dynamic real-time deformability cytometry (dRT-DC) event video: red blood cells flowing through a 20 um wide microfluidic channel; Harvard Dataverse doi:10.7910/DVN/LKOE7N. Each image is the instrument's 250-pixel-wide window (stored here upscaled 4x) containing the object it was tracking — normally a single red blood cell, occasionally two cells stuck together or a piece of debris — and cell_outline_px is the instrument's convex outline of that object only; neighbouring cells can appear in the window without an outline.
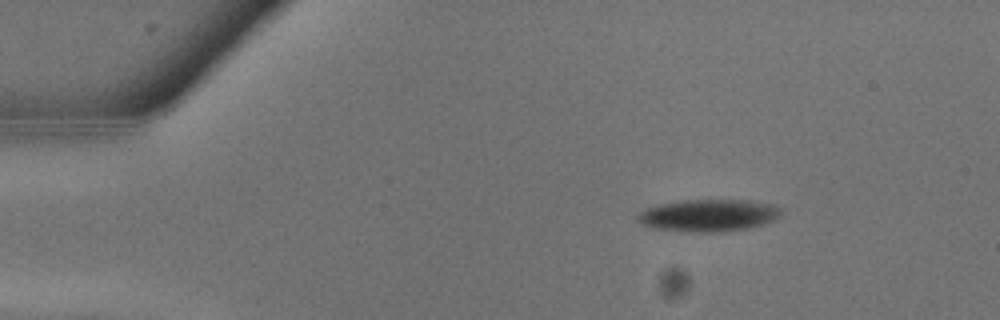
{"species": "common noctule bat (a hibernating species)", "species_latin": "Nyctalus noctula", "temperature_condition": "warm", "stored_images_in_passage": 5, "camera_frame_rate_fps": 3000, "um_per_image_px": 0.085, "animal": {"sex": "male", "body_mass_g": 13.3}, "frame": {"image": 1, "passage_image": 1, "time_ms": 0.0, "image_size_px": [1000, 320], "cell_outline_px": [[780, 216], [776, 220], [764, 224], [748, 228], [724, 232], [688, 232], [652, 228], [640, 224], [636, 220], [640, 212], [656, 204], [680, 200], [748, 200], [776, 204], [780, 208]], "centroid_in_image_um": [60.23, 18.31], "position_along_channel_um": 24.8, "area_um2": 27.34}}